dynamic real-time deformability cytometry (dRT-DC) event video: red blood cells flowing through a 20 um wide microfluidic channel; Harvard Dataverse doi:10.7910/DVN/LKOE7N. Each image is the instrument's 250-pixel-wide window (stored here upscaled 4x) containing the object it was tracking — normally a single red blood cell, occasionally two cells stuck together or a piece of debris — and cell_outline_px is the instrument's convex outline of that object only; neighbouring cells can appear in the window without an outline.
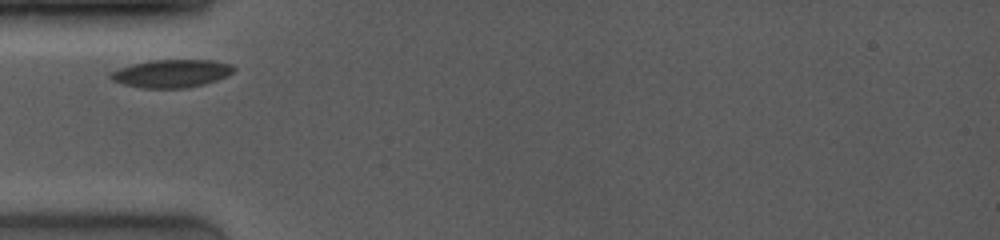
{"species": "common noctule bat (a hibernating species)", "species_latin": "Nyctalus noctula", "temperature_condition": "room temperature", "stored_images_in_passage": 10, "camera_frame_rate_fps": 4000, "um_per_image_px": 0.085, "animal": {"sex": "female", "body_mass_g": 19.0, "forearm_length_mm": 53.3}, "frame": {"image": 1, "passage_image": 1, "time_ms": 0.0, "image_size_px": [1000, 240], "cell_outline_px": [[236, 68], [228, 76], [204, 84], [184, 88], [144, 88], [124, 84], [112, 80], [108, 76], [112, 72], [120, 68], [132, 64], [152, 60], [212, 60], [232, 64]], "centroid_in_image_um": [14.61, 6.24], "position_along_channel_um": 70.4, "area_um2": 19.94}}